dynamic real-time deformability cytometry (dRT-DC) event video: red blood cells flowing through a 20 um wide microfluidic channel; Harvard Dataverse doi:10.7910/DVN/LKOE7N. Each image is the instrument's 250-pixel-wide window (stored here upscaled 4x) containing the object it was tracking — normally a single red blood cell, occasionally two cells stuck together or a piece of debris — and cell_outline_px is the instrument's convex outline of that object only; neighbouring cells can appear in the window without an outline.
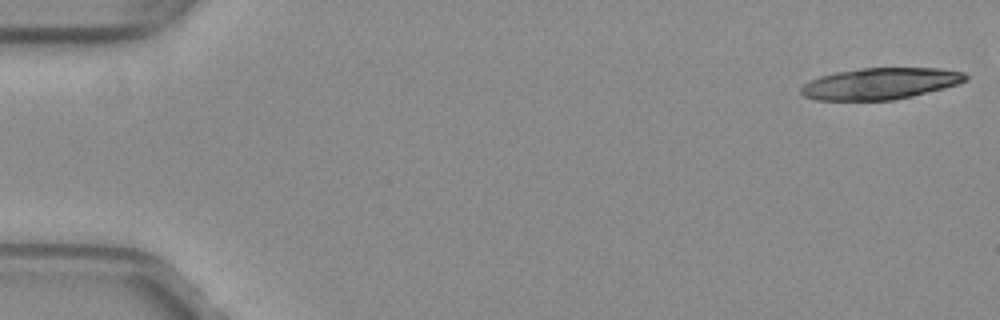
{"species": "common noctule bat (a hibernating species)", "species_latin": "Nyctalus noctula", "temperature_condition": "warm", "stored_images_in_passage": 18, "camera_frame_rate_fps": 3000, "um_per_image_px": 0.085, "animal": {"sex": "female", "body_mass_g": 29.2, "forearm_length_mm": 56.3}, "frame": {"image": 1, "passage_image": 1, "time_ms": 0.0, "image_size_px": [1000, 320], "cell_outline_px": [[968, 80], [944, 88], [912, 96], [892, 100], [816, 100], [804, 96], [800, 92], [800, 88], [804, 84], [820, 76], [836, 72], [860, 68], [940, 68], [964, 72], [968, 76]], "centroid_in_image_um": [74.83, 7.1], "position_along_channel_um": 10.2, "area_um2": 30.11}}